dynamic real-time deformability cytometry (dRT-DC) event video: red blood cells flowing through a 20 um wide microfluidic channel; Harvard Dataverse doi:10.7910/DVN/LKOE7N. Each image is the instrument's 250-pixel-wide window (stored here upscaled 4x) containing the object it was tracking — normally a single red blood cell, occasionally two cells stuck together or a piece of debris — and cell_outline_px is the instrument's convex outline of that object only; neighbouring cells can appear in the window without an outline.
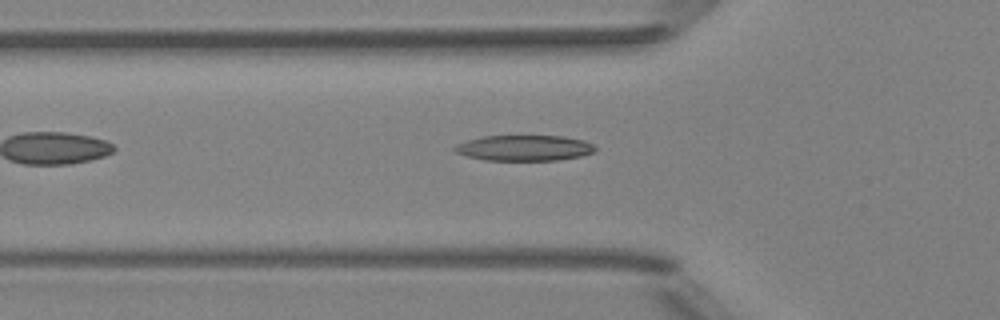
{"species": "Egyptian fruit bat (a non-hibernating species)", "species_latin": "Rousettus aegyptiacus", "temperature_condition": "room temperature", "stored_images_in_passage": 28, "camera_frame_rate_fps": 3000, "um_per_image_px": 0.085, "animal": {"sex": "female"}, "frame": {"image": 1, "passage_image": 6, "time_ms": 1.667, "image_size_px": [1000, 320], "cell_outline_px": [[596, 152], [580, 156], [556, 160], [484, 160], [468, 156], [456, 152], [452, 148], [456, 144], [468, 140], [484, 136], [564, 136], [584, 140], [592, 144], [596, 148]], "centroid_in_image_um": [44.58, 12.57], "position_along_channel_um": 81.2, "area_um2": 20.92}}
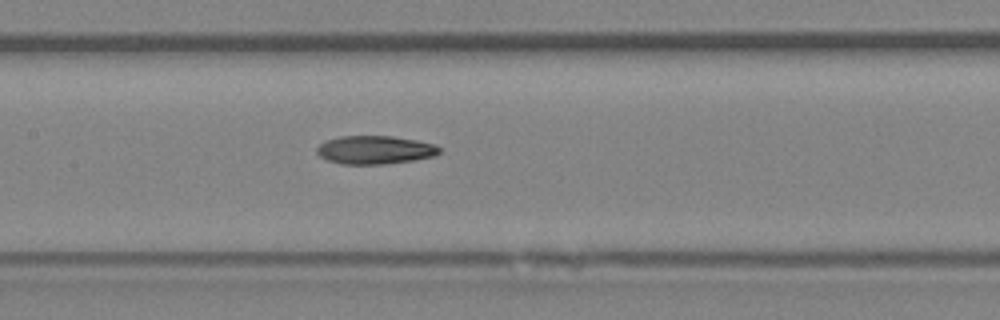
{"frame": {"image": 2, "passage_image": 13, "time_ms": 4.0, "image_size_px": [1000, 320], "cell_outline_px": [[440, 152], [436, 156], [412, 160], [384, 164], [340, 164], [328, 160], [320, 156], [316, 152], [316, 148], [320, 144], [328, 140], [340, 136], [392, 136], [416, 140], [432, 144], [440, 148]], "centroid_in_image_um": [31.86, 12.74], "position_along_channel_um": 175.5, "area_um2": 20.11}}
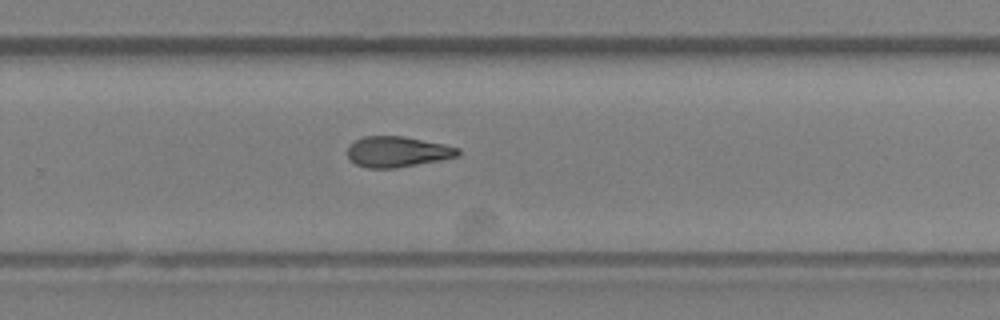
{"frame": {"image": 3, "passage_image": 22, "time_ms": 7.0, "image_size_px": [1000, 320], "cell_outline_px": [[460, 156], [440, 160], [396, 168], [368, 168], [356, 164], [348, 156], [348, 148], [356, 140], [364, 136], [404, 136], [444, 144], [460, 148]], "centroid_in_image_um": [33.82, 12.9], "position_along_channel_um": 296.0, "area_um2": 19.65}, "authors_computed_cell_mechanics": {"area_um2": 20.0277, "velocity_mm_per_s": 4.0277, "shape_relaxation_time_tau1_ms": 5.7447, "shape_relaxation_time_tau2_ms": 9.6272, "deformation_change_tau1": 0.1882, "deformation_change_tau2": 0.248}}